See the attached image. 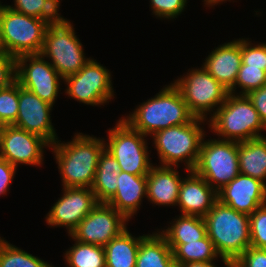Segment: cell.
<instances>
[{
  "label": "cell",
  "mask_w": 266,
  "mask_h": 267,
  "mask_svg": "<svg viewBox=\"0 0 266 267\" xmlns=\"http://www.w3.org/2000/svg\"><path fill=\"white\" fill-rule=\"evenodd\" d=\"M63 187L91 188L99 157L105 149L104 138L75 133L72 141L57 140L50 146Z\"/></svg>",
  "instance_id": "cell-1"
},
{
  "label": "cell",
  "mask_w": 266,
  "mask_h": 267,
  "mask_svg": "<svg viewBox=\"0 0 266 267\" xmlns=\"http://www.w3.org/2000/svg\"><path fill=\"white\" fill-rule=\"evenodd\" d=\"M140 104L121 119L145 136L151 137L159 130L187 124L195 118L173 83L165 85L154 97Z\"/></svg>",
  "instance_id": "cell-2"
},
{
  "label": "cell",
  "mask_w": 266,
  "mask_h": 267,
  "mask_svg": "<svg viewBox=\"0 0 266 267\" xmlns=\"http://www.w3.org/2000/svg\"><path fill=\"white\" fill-rule=\"evenodd\" d=\"M203 218L207 236L213 242L223 264L230 267L250 246L249 215L217 200Z\"/></svg>",
  "instance_id": "cell-3"
},
{
  "label": "cell",
  "mask_w": 266,
  "mask_h": 267,
  "mask_svg": "<svg viewBox=\"0 0 266 267\" xmlns=\"http://www.w3.org/2000/svg\"><path fill=\"white\" fill-rule=\"evenodd\" d=\"M210 131L217 139L244 142L265 137L259 113L246 95L228 93L225 102L208 119Z\"/></svg>",
  "instance_id": "cell-4"
},
{
  "label": "cell",
  "mask_w": 266,
  "mask_h": 267,
  "mask_svg": "<svg viewBox=\"0 0 266 267\" xmlns=\"http://www.w3.org/2000/svg\"><path fill=\"white\" fill-rule=\"evenodd\" d=\"M207 120L194 118L183 125H175L155 132L152 143L157 150L161 166L181 167L185 164L186 171H193L198 158L201 143L206 132L201 125Z\"/></svg>",
  "instance_id": "cell-5"
},
{
  "label": "cell",
  "mask_w": 266,
  "mask_h": 267,
  "mask_svg": "<svg viewBox=\"0 0 266 267\" xmlns=\"http://www.w3.org/2000/svg\"><path fill=\"white\" fill-rule=\"evenodd\" d=\"M50 24L5 5L0 24V51L16 58L25 54H40Z\"/></svg>",
  "instance_id": "cell-6"
},
{
  "label": "cell",
  "mask_w": 266,
  "mask_h": 267,
  "mask_svg": "<svg viewBox=\"0 0 266 267\" xmlns=\"http://www.w3.org/2000/svg\"><path fill=\"white\" fill-rule=\"evenodd\" d=\"M68 19L51 23L45 33L41 55L65 79L76 74L92 57H85L83 45ZM51 59V60H50Z\"/></svg>",
  "instance_id": "cell-7"
},
{
  "label": "cell",
  "mask_w": 266,
  "mask_h": 267,
  "mask_svg": "<svg viewBox=\"0 0 266 267\" xmlns=\"http://www.w3.org/2000/svg\"><path fill=\"white\" fill-rule=\"evenodd\" d=\"M172 83L180 91L191 113L196 118L207 121V115L210 119L225 102L229 93V90L210 75L203 66L188 69L186 74Z\"/></svg>",
  "instance_id": "cell-8"
},
{
  "label": "cell",
  "mask_w": 266,
  "mask_h": 267,
  "mask_svg": "<svg viewBox=\"0 0 266 267\" xmlns=\"http://www.w3.org/2000/svg\"><path fill=\"white\" fill-rule=\"evenodd\" d=\"M105 149L117 160L122 172L147 176L153 163L145 135L132 129L123 119L109 128ZM108 141V142H107Z\"/></svg>",
  "instance_id": "cell-9"
},
{
  "label": "cell",
  "mask_w": 266,
  "mask_h": 267,
  "mask_svg": "<svg viewBox=\"0 0 266 267\" xmlns=\"http://www.w3.org/2000/svg\"><path fill=\"white\" fill-rule=\"evenodd\" d=\"M203 138L193 171L219 191L240 174L238 142Z\"/></svg>",
  "instance_id": "cell-10"
},
{
  "label": "cell",
  "mask_w": 266,
  "mask_h": 267,
  "mask_svg": "<svg viewBox=\"0 0 266 267\" xmlns=\"http://www.w3.org/2000/svg\"><path fill=\"white\" fill-rule=\"evenodd\" d=\"M109 69L91 58L76 74L66 77V96L85 105L100 106L114 97V88Z\"/></svg>",
  "instance_id": "cell-11"
},
{
  "label": "cell",
  "mask_w": 266,
  "mask_h": 267,
  "mask_svg": "<svg viewBox=\"0 0 266 267\" xmlns=\"http://www.w3.org/2000/svg\"><path fill=\"white\" fill-rule=\"evenodd\" d=\"M64 80L41 54H25L16 58V81L41 100L54 106Z\"/></svg>",
  "instance_id": "cell-12"
},
{
  "label": "cell",
  "mask_w": 266,
  "mask_h": 267,
  "mask_svg": "<svg viewBox=\"0 0 266 267\" xmlns=\"http://www.w3.org/2000/svg\"><path fill=\"white\" fill-rule=\"evenodd\" d=\"M128 219L106 202H99L70 235L78 242L105 246L127 229Z\"/></svg>",
  "instance_id": "cell-13"
},
{
  "label": "cell",
  "mask_w": 266,
  "mask_h": 267,
  "mask_svg": "<svg viewBox=\"0 0 266 267\" xmlns=\"http://www.w3.org/2000/svg\"><path fill=\"white\" fill-rule=\"evenodd\" d=\"M50 144L42 137L14 125H5L0 140V157L18 168V165L41 166L44 150Z\"/></svg>",
  "instance_id": "cell-14"
},
{
  "label": "cell",
  "mask_w": 266,
  "mask_h": 267,
  "mask_svg": "<svg viewBox=\"0 0 266 267\" xmlns=\"http://www.w3.org/2000/svg\"><path fill=\"white\" fill-rule=\"evenodd\" d=\"M63 194L46 214L52 227H66L68 235L99 203L91 188L63 187Z\"/></svg>",
  "instance_id": "cell-15"
},
{
  "label": "cell",
  "mask_w": 266,
  "mask_h": 267,
  "mask_svg": "<svg viewBox=\"0 0 266 267\" xmlns=\"http://www.w3.org/2000/svg\"><path fill=\"white\" fill-rule=\"evenodd\" d=\"M52 108V105L19 85V110L13 125L36 134L53 145L59 137L52 125Z\"/></svg>",
  "instance_id": "cell-16"
},
{
  "label": "cell",
  "mask_w": 266,
  "mask_h": 267,
  "mask_svg": "<svg viewBox=\"0 0 266 267\" xmlns=\"http://www.w3.org/2000/svg\"><path fill=\"white\" fill-rule=\"evenodd\" d=\"M217 196L221 203L251 215L257 208L266 204V183L240 173L217 191Z\"/></svg>",
  "instance_id": "cell-17"
},
{
  "label": "cell",
  "mask_w": 266,
  "mask_h": 267,
  "mask_svg": "<svg viewBox=\"0 0 266 267\" xmlns=\"http://www.w3.org/2000/svg\"><path fill=\"white\" fill-rule=\"evenodd\" d=\"M218 200L217 191L194 171L182 179L177 206L181 215L204 217Z\"/></svg>",
  "instance_id": "cell-18"
},
{
  "label": "cell",
  "mask_w": 266,
  "mask_h": 267,
  "mask_svg": "<svg viewBox=\"0 0 266 267\" xmlns=\"http://www.w3.org/2000/svg\"><path fill=\"white\" fill-rule=\"evenodd\" d=\"M204 61L202 66L206 71L230 90L242 63L241 38L218 45Z\"/></svg>",
  "instance_id": "cell-19"
},
{
  "label": "cell",
  "mask_w": 266,
  "mask_h": 267,
  "mask_svg": "<svg viewBox=\"0 0 266 267\" xmlns=\"http://www.w3.org/2000/svg\"><path fill=\"white\" fill-rule=\"evenodd\" d=\"M178 167L152 166L147 177V199L155 206H177L182 177Z\"/></svg>",
  "instance_id": "cell-20"
},
{
  "label": "cell",
  "mask_w": 266,
  "mask_h": 267,
  "mask_svg": "<svg viewBox=\"0 0 266 267\" xmlns=\"http://www.w3.org/2000/svg\"><path fill=\"white\" fill-rule=\"evenodd\" d=\"M147 198V177L120 172L116 193L106 202L129 221L140 210L142 199Z\"/></svg>",
  "instance_id": "cell-21"
},
{
  "label": "cell",
  "mask_w": 266,
  "mask_h": 267,
  "mask_svg": "<svg viewBox=\"0 0 266 267\" xmlns=\"http://www.w3.org/2000/svg\"><path fill=\"white\" fill-rule=\"evenodd\" d=\"M135 267H177L172 249L158 230L140 241Z\"/></svg>",
  "instance_id": "cell-22"
},
{
  "label": "cell",
  "mask_w": 266,
  "mask_h": 267,
  "mask_svg": "<svg viewBox=\"0 0 266 267\" xmlns=\"http://www.w3.org/2000/svg\"><path fill=\"white\" fill-rule=\"evenodd\" d=\"M146 235L133 236L128 228L105 246L106 267H135L140 241Z\"/></svg>",
  "instance_id": "cell-23"
},
{
  "label": "cell",
  "mask_w": 266,
  "mask_h": 267,
  "mask_svg": "<svg viewBox=\"0 0 266 267\" xmlns=\"http://www.w3.org/2000/svg\"><path fill=\"white\" fill-rule=\"evenodd\" d=\"M238 158L241 174L266 182V136L238 142Z\"/></svg>",
  "instance_id": "cell-24"
},
{
  "label": "cell",
  "mask_w": 266,
  "mask_h": 267,
  "mask_svg": "<svg viewBox=\"0 0 266 267\" xmlns=\"http://www.w3.org/2000/svg\"><path fill=\"white\" fill-rule=\"evenodd\" d=\"M166 228L157 230L166 239L167 244H187L207 236L205 220L200 216L180 215Z\"/></svg>",
  "instance_id": "cell-25"
},
{
  "label": "cell",
  "mask_w": 266,
  "mask_h": 267,
  "mask_svg": "<svg viewBox=\"0 0 266 267\" xmlns=\"http://www.w3.org/2000/svg\"><path fill=\"white\" fill-rule=\"evenodd\" d=\"M121 172L117 160L104 149L101 153L95 172L92 191L98 202H107L117 189V179Z\"/></svg>",
  "instance_id": "cell-26"
},
{
  "label": "cell",
  "mask_w": 266,
  "mask_h": 267,
  "mask_svg": "<svg viewBox=\"0 0 266 267\" xmlns=\"http://www.w3.org/2000/svg\"><path fill=\"white\" fill-rule=\"evenodd\" d=\"M168 246L172 249L177 267L189 262H210L221 258L208 236L187 244H168Z\"/></svg>",
  "instance_id": "cell-27"
},
{
  "label": "cell",
  "mask_w": 266,
  "mask_h": 267,
  "mask_svg": "<svg viewBox=\"0 0 266 267\" xmlns=\"http://www.w3.org/2000/svg\"><path fill=\"white\" fill-rule=\"evenodd\" d=\"M70 238L75 243L64 253L67 267H106L103 246L78 242L71 236Z\"/></svg>",
  "instance_id": "cell-28"
},
{
  "label": "cell",
  "mask_w": 266,
  "mask_h": 267,
  "mask_svg": "<svg viewBox=\"0 0 266 267\" xmlns=\"http://www.w3.org/2000/svg\"><path fill=\"white\" fill-rule=\"evenodd\" d=\"M0 267H53V265L0 236Z\"/></svg>",
  "instance_id": "cell-29"
},
{
  "label": "cell",
  "mask_w": 266,
  "mask_h": 267,
  "mask_svg": "<svg viewBox=\"0 0 266 267\" xmlns=\"http://www.w3.org/2000/svg\"><path fill=\"white\" fill-rule=\"evenodd\" d=\"M13 5H7L24 15L44 19L50 23L59 22L63 17L59 12V0H13Z\"/></svg>",
  "instance_id": "cell-30"
},
{
  "label": "cell",
  "mask_w": 266,
  "mask_h": 267,
  "mask_svg": "<svg viewBox=\"0 0 266 267\" xmlns=\"http://www.w3.org/2000/svg\"><path fill=\"white\" fill-rule=\"evenodd\" d=\"M266 84V71L263 67H248L241 63L235 85L229 90L230 93L247 95L249 92L259 89ZM241 88L237 93L236 89Z\"/></svg>",
  "instance_id": "cell-31"
},
{
  "label": "cell",
  "mask_w": 266,
  "mask_h": 267,
  "mask_svg": "<svg viewBox=\"0 0 266 267\" xmlns=\"http://www.w3.org/2000/svg\"><path fill=\"white\" fill-rule=\"evenodd\" d=\"M19 110V83L15 81L5 89L0 90V122L13 125Z\"/></svg>",
  "instance_id": "cell-32"
},
{
  "label": "cell",
  "mask_w": 266,
  "mask_h": 267,
  "mask_svg": "<svg viewBox=\"0 0 266 267\" xmlns=\"http://www.w3.org/2000/svg\"><path fill=\"white\" fill-rule=\"evenodd\" d=\"M250 220V246L266 249V204L257 208L251 215Z\"/></svg>",
  "instance_id": "cell-33"
},
{
  "label": "cell",
  "mask_w": 266,
  "mask_h": 267,
  "mask_svg": "<svg viewBox=\"0 0 266 267\" xmlns=\"http://www.w3.org/2000/svg\"><path fill=\"white\" fill-rule=\"evenodd\" d=\"M249 38H241L242 63L248 67H263L266 71V43H252Z\"/></svg>",
  "instance_id": "cell-34"
},
{
  "label": "cell",
  "mask_w": 266,
  "mask_h": 267,
  "mask_svg": "<svg viewBox=\"0 0 266 267\" xmlns=\"http://www.w3.org/2000/svg\"><path fill=\"white\" fill-rule=\"evenodd\" d=\"M152 14L156 18L171 20L185 11L188 0H150Z\"/></svg>",
  "instance_id": "cell-35"
},
{
  "label": "cell",
  "mask_w": 266,
  "mask_h": 267,
  "mask_svg": "<svg viewBox=\"0 0 266 267\" xmlns=\"http://www.w3.org/2000/svg\"><path fill=\"white\" fill-rule=\"evenodd\" d=\"M230 267H266V249L249 246Z\"/></svg>",
  "instance_id": "cell-36"
},
{
  "label": "cell",
  "mask_w": 266,
  "mask_h": 267,
  "mask_svg": "<svg viewBox=\"0 0 266 267\" xmlns=\"http://www.w3.org/2000/svg\"><path fill=\"white\" fill-rule=\"evenodd\" d=\"M16 81V57L0 51V90Z\"/></svg>",
  "instance_id": "cell-37"
},
{
  "label": "cell",
  "mask_w": 266,
  "mask_h": 267,
  "mask_svg": "<svg viewBox=\"0 0 266 267\" xmlns=\"http://www.w3.org/2000/svg\"><path fill=\"white\" fill-rule=\"evenodd\" d=\"M259 113V117L266 128V84L246 95Z\"/></svg>",
  "instance_id": "cell-38"
},
{
  "label": "cell",
  "mask_w": 266,
  "mask_h": 267,
  "mask_svg": "<svg viewBox=\"0 0 266 267\" xmlns=\"http://www.w3.org/2000/svg\"><path fill=\"white\" fill-rule=\"evenodd\" d=\"M17 167L0 157V196L3 197L10 190L11 182L16 174Z\"/></svg>",
  "instance_id": "cell-39"
},
{
  "label": "cell",
  "mask_w": 266,
  "mask_h": 267,
  "mask_svg": "<svg viewBox=\"0 0 266 267\" xmlns=\"http://www.w3.org/2000/svg\"><path fill=\"white\" fill-rule=\"evenodd\" d=\"M215 263L213 261L210 262H201V261H196V262H189L186 263L180 267H217L214 265Z\"/></svg>",
  "instance_id": "cell-40"
},
{
  "label": "cell",
  "mask_w": 266,
  "mask_h": 267,
  "mask_svg": "<svg viewBox=\"0 0 266 267\" xmlns=\"http://www.w3.org/2000/svg\"><path fill=\"white\" fill-rule=\"evenodd\" d=\"M226 1H231V0H204L203 4H205V7H214L215 5L221 4V2H226Z\"/></svg>",
  "instance_id": "cell-41"
},
{
  "label": "cell",
  "mask_w": 266,
  "mask_h": 267,
  "mask_svg": "<svg viewBox=\"0 0 266 267\" xmlns=\"http://www.w3.org/2000/svg\"><path fill=\"white\" fill-rule=\"evenodd\" d=\"M4 7H5V4L2 5V2L0 1V24H1V16H2V13H3Z\"/></svg>",
  "instance_id": "cell-42"
},
{
  "label": "cell",
  "mask_w": 266,
  "mask_h": 267,
  "mask_svg": "<svg viewBox=\"0 0 266 267\" xmlns=\"http://www.w3.org/2000/svg\"><path fill=\"white\" fill-rule=\"evenodd\" d=\"M3 128H4V125L0 122V140H1Z\"/></svg>",
  "instance_id": "cell-43"
}]
</instances>
